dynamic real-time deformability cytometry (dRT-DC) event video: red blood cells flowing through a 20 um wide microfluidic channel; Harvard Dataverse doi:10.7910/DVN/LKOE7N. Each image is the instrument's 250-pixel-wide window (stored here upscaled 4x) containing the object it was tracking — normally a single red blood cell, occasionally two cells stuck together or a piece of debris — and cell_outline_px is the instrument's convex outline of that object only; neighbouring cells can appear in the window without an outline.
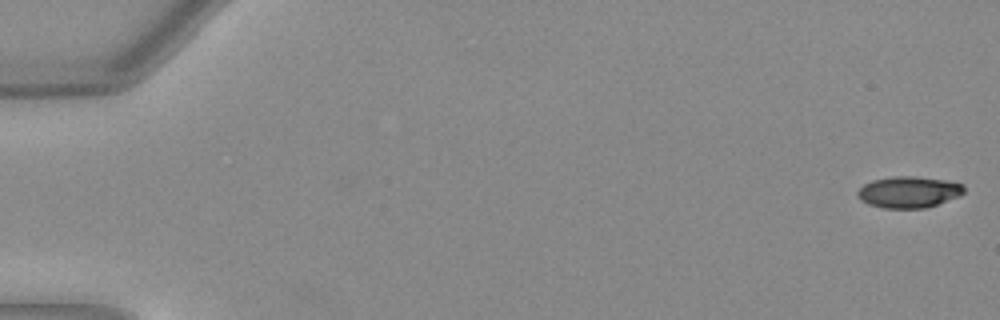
{"species": "Egyptian fruit bat (a non-hibernating species)", "species_latin": "Rousettus aegyptiacus", "temperature_condition": "warm", "stored_images_in_passage": 51, "camera_frame_rate_fps": 3000, "um_per_image_px": 0.085, "animal": {"sex": "female"}, "frame": {"image": 1, "passage_image": 1, "time_ms": 0.0, "image_size_px": [1000, 320], "cell_outline_px": [[964, 192], [960, 196], [924, 208], [884, 208], [868, 204], [860, 200], [856, 192], [864, 184], [872, 180], [892, 176], [916, 176], [944, 180], [964, 184]], "centroid_in_image_um": [77.23, 16.32], "position_along_channel_um": 7.8, "area_um2": 19.48}}
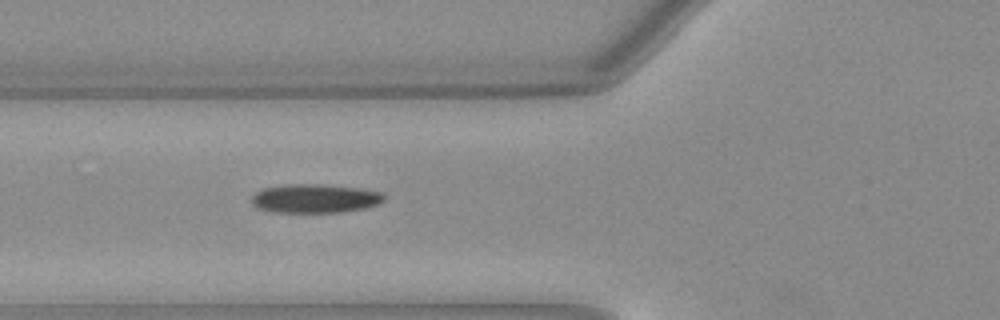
{"frame": {"image": 2, "passage_image": 20, "time_ms": 6.333, "image_size_px": [1000, 320], "cell_outline_px": [[384, 200], [380, 204], [364, 208], [340, 212], [272, 212], [260, 208], [252, 204], [252, 196], [256, 192], [264, 188], [288, 184], [320, 184], [360, 188], [380, 192], [384, 196]], "centroid_in_image_um": [26.78, 16.87], "position_along_channel_um": 99.0, "area_um2": 22.14}}
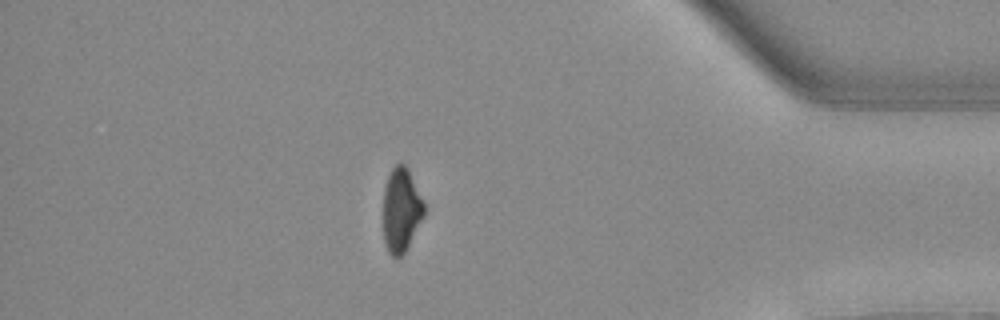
{"frame": {"image": 3, "passage_image": 45, "time_ms": 14.667, "image_size_px": [1000, 320], "cell_outline_px": [[424, 216], [404, 252], [396, 260], [388, 252], [384, 244], [384, 188], [388, 176], [392, 168], [396, 164], [404, 164], [408, 168], [424, 204]], "centroid_in_image_um": [34.09, 17.87], "position_along_channel_um": 401.1, "area_um2": 19.77}, "authors_computed_cell_mechanics": {"area_um2": 21.4438, "velocity_mm_per_s": 4.0425, "shape_relaxation_time_tau1_ms": 10.635, "shape_relaxation_time_tau2_ms": null, "deformation_change_tau1": 0.2609, "deformation_change_tau2": null}}